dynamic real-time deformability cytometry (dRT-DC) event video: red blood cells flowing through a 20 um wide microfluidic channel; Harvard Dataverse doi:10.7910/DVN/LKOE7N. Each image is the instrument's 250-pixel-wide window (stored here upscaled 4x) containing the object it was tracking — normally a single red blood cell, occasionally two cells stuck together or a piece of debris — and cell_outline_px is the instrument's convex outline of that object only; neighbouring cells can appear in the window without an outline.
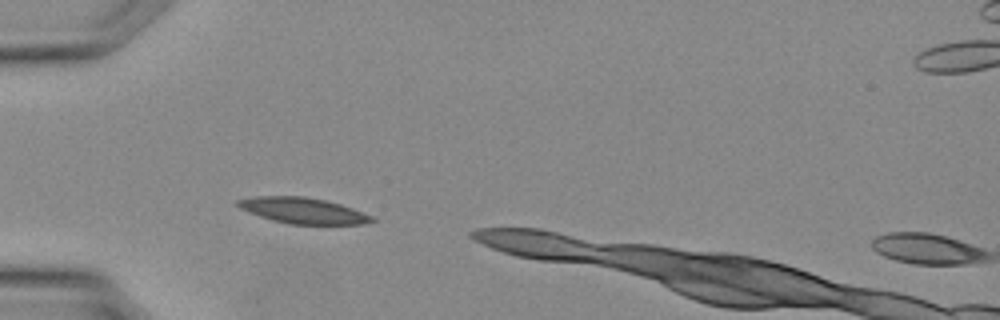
{"species": "Egyptian fruit bat (a non-hibernating species)", "species_latin": "Rousettus aegyptiacus", "temperature_condition": "warm", "stored_images_in_passage": 2, "camera_frame_rate_fps": 3000, "um_per_image_px": 0.085, "animal": {"sex": "female"}, "frame": {"image": 1, "passage_image": 1, "time_ms": 0.0, "image_size_px": [1000, 320], "cell_outline_px": [[376, 220], [364, 224], [288, 224], [272, 220], [260, 216], [240, 208], [236, 204], [236, 200], [252, 196], [304, 196], [324, 200], [340, 204], [352, 208], [372, 216]], "centroid_in_image_um": [25.73, 17.89], "position_along_channel_um": 59.3, "area_um2": 20.11}}